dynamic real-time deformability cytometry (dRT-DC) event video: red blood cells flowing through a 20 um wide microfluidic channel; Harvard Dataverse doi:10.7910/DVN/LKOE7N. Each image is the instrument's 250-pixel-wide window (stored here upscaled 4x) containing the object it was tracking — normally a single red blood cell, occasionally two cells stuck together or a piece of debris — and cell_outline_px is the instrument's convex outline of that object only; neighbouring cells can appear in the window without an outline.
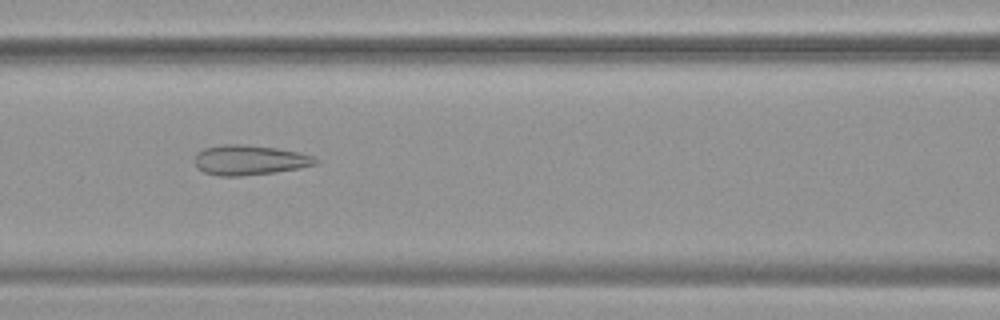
{"species": "common noctule bat (a hibernating species)", "species_latin": "Nyctalus noctula", "temperature_condition": "warm", "stored_images_in_passage": 54, "camera_frame_rate_fps": 3000, "um_per_image_px": 0.085, "animal": {"sex": "female", "body_mass_g": 19.9}, "frame": {"image": 1, "passage_image": 24, "time_ms": 7.667, "image_size_px": [1000, 320], "cell_outline_px": [[320, 160], [316, 164], [300, 168], [272, 172], [240, 176], [220, 176], [204, 172], [196, 168], [192, 160], [196, 152], [204, 148], [220, 144], [244, 144], [276, 148], [300, 152], [316, 156]], "centroid_in_image_um": [21.18, 13.59], "position_along_channel_um": 145.4, "area_um2": 21.44}}
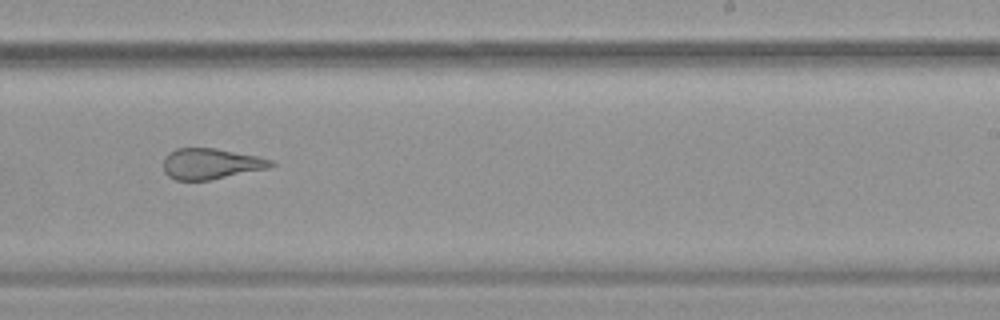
{"frame": {"image": 2, "passage_image": 34, "time_ms": 11.0, "image_size_px": [1000, 320], "cell_outline_px": [[276, 164], [268, 168], [208, 180], [176, 180], [168, 176], [164, 172], [164, 156], [168, 152], [176, 148], [216, 148], [256, 156], [272, 160]], "centroid_in_image_um": [17.88, 13.91], "position_along_channel_um": 271.1, "area_um2": 19.19}}
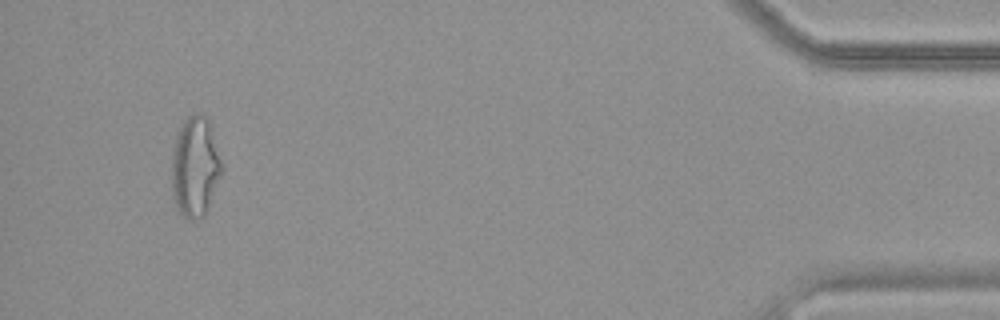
{"frame": {"image": 3, "passage_image": 51, "time_ms": 16.667, "image_size_px": [1000, 320], "cell_outline_px": [[220, 176], [208, 208], [204, 216], [192, 220], [184, 216], [180, 212], [176, 204], [172, 192], [172, 148], [176, 132], [184, 120], [192, 112], [200, 112], [208, 120], [220, 160]], "centroid_in_image_um": [16.54, 14.15], "position_along_channel_um": 418.7, "area_um2": 28.84}, "authors_computed_cell_mechanics": {"area_um2": 26.2123, "velocity_mm_per_s": 3.7886, "shape_relaxation_time_tau1_ms": null, "shape_relaxation_time_tau2_ms": 1.5342, "deformation_change_tau1": null, "deformation_change_tau2": 0.1272}}